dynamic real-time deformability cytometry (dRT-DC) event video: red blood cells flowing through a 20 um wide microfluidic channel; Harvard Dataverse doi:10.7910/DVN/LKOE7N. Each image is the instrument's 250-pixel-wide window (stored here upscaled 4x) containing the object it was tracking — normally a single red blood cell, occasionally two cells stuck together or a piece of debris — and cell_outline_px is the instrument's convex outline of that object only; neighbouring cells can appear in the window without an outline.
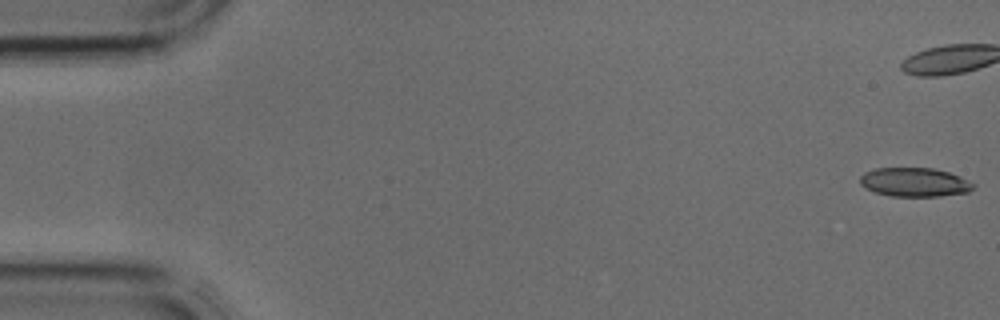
{"species": "common noctule bat (a hibernating species)", "species_latin": "Nyctalus noctula", "temperature_condition": "cold", "stored_images_in_passage": 42, "camera_frame_rate_fps": 3000, "um_per_image_px": 0.085, "animal": {"sex": "male", "body_mass_g": 17.9, "forearm_length_mm": 54.2}, "frame": {"image": 1, "passage_image": 1, "time_ms": 0.0, "image_size_px": [1000, 320], "cell_outline_px": [[976, 184], [968, 192], [940, 196], [892, 196], [876, 192], [860, 184], [860, 176], [864, 172], [876, 168], [932, 168], [948, 172], [960, 176]], "centroid_in_image_um": [77.75, 15.48], "position_along_channel_um": 7.3, "area_um2": 18.96}}